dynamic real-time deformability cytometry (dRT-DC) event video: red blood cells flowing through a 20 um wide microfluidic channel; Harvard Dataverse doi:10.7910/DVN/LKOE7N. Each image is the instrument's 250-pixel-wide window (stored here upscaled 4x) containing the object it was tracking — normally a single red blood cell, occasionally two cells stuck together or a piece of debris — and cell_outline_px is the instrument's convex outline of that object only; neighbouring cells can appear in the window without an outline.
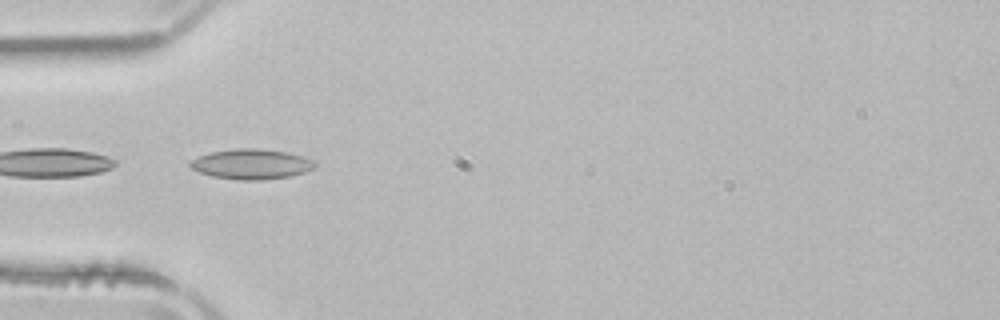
{"species": "common noctule bat (a hibernating species)", "species_latin": "Nyctalus noctula", "temperature_condition": "room temperature", "stored_images_in_passage": 9, "camera_frame_rate_fps": 3000, "um_per_image_px": 0.085, "animal": {"sex": "male", "body_mass_g": 21.5, "forearm_length_mm": 52.0}, "frame": {"image": 1, "passage_image": 6, "time_ms": 1.667, "image_size_px": [1000, 320], "cell_outline_px": [[316, 164], [312, 168], [304, 172], [288, 176], [260, 180], [236, 180], [212, 176], [200, 172], [192, 168], [188, 164], [192, 160], [200, 156], [212, 152], [236, 148], [260, 148], [288, 152], [304, 156], [316, 160]], "centroid_in_image_um": [21.4, 13.94], "position_along_channel_um": 63.6, "area_um2": 21.85}}